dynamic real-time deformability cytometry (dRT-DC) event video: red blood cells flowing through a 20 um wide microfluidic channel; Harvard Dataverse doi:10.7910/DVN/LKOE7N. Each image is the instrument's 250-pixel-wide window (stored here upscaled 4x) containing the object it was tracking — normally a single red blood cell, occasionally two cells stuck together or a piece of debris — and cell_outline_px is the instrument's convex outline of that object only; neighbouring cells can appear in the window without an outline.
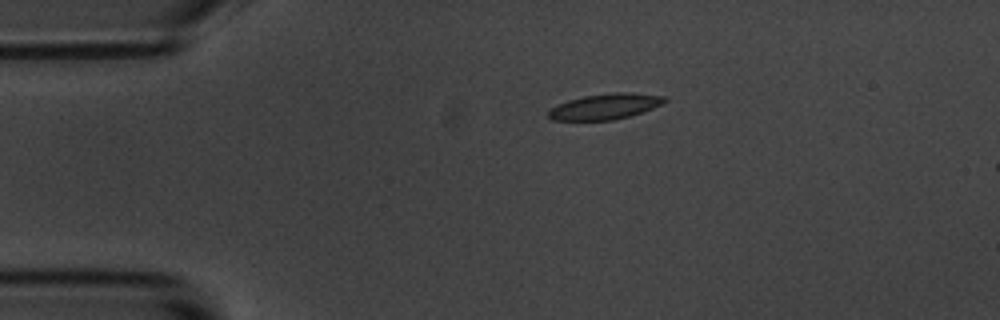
{"species": "common noctule bat (a hibernating species)", "species_latin": "Nyctalus noctula", "temperature_condition": "room temperature", "stored_images_in_passage": 3, "camera_frame_rate_fps": 3000, "um_per_image_px": 0.085, "animal": {"sex": "male", "body_mass_g": 20.1, "forearm_length_mm": 53.5}, "frame": {"image": 1, "passage_image": 1, "time_ms": 0.0, "image_size_px": [1000, 320], "cell_outline_px": [[668, 100], [652, 108], [616, 120], [552, 120], [548, 116], [548, 112], [556, 104], [568, 100], [584, 96], [612, 92], [628, 92], [664, 96]], "centroid_in_image_um": [51.4, 9.05], "position_along_channel_um": 33.6, "area_um2": 17.22}}